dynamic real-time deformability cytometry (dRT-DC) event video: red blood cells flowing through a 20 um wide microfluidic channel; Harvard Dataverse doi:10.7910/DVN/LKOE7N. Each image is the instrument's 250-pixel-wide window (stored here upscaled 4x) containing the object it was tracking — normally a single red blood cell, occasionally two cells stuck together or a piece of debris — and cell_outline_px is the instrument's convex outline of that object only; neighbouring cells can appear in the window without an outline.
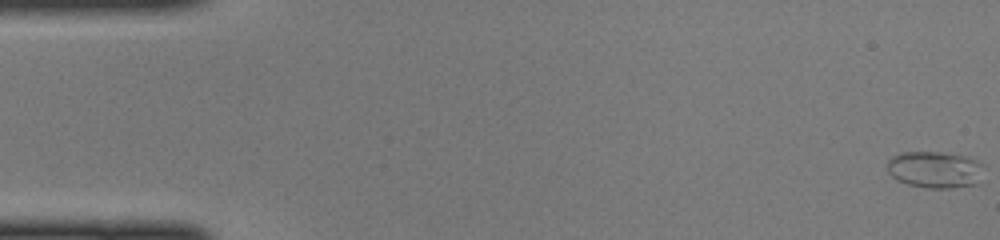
{"species": "common noctule bat (a hibernating species)", "species_latin": "Nyctalus noctula", "temperature_condition": "cold", "stored_images_in_passage": 37, "camera_frame_rate_fps": 3000, "um_per_image_px": 0.085, "animal": {"sex": "female", "body_mass_g": 22.0, "forearm_length_mm": 56.7}, "frame": {"image": 1, "passage_image": 1, "time_ms": 0.0, "image_size_px": [1000, 240], "cell_outline_px": [[984, 164], [980, 184], [948, 188], [924, 188], [908, 184], [896, 180], [888, 172], [888, 160], [892, 156], [900, 152], [936, 152], [968, 156]], "centroid_in_image_um": [79.5, 14.42], "position_along_channel_um": 5.5, "area_um2": 20.98}}
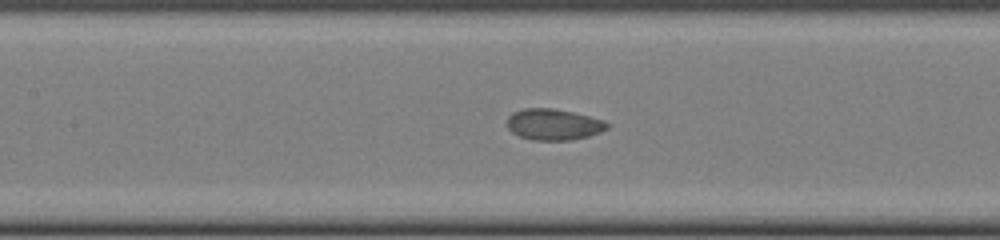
{"frame": {"image": 2, "passage_image": 22, "time_ms": 7.0, "image_size_px": [1000, 240], "cell_outline_px": [[612, 124], [608, 128], [600, 132], [588, 136], [572, 140], [532, 140], [520, 136], [512, 132], [508, 128], [508, 116], [512, 112], [524, 108], [552, 108], [572, 112], [604, 120]], "centroid_in_image_um": [47.07, 10.58], "position_along_channel_um": 160.3, "area_um2": 18.21}}
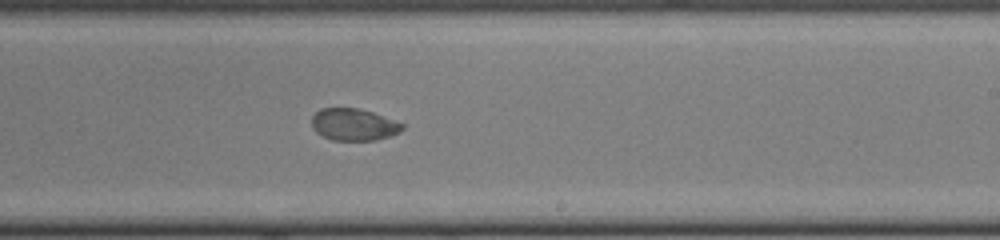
{"frame": {"image": 3, "passage_image": 29, "time_ms": 9.333, "image_size_px": [1000, 240], "cell_outline_px": [[404, 128], [400, 132], [376, 140], [332, 140], [316, 132], [312, 128], [312, 116], [320, 108], [356, 108], [372, 112], [404, 124]], "centroid_in_image_um": [30.05, 10.58], "position_along_channel_um": 259.0, "area_um2": 16.76}}